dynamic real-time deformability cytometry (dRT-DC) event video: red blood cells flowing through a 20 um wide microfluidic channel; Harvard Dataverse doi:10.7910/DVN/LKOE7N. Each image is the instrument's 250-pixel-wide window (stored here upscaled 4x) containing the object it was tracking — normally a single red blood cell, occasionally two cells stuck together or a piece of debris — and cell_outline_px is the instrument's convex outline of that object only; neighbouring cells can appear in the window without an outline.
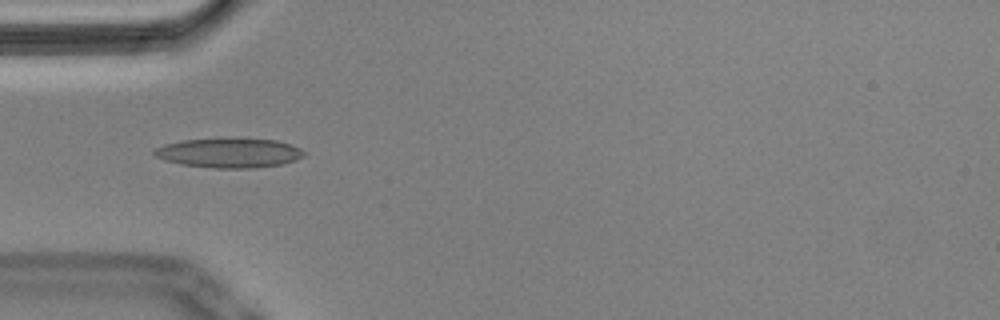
{"species": "Egyptian fruit bat (a non-hibernating species)", "species_latin": "Rousettus aegyptiacus", "temperature_condition": "cold", "stored_images_in_passage": 15, "camera_frame_rate_fps": 3000, "um_per_image_px": 0.085, "animal": {"sex": "male"}, "frame": {"image": 1, "passage_image": 5, "time_ms": 1.333, "image_size_px": [1000, 320], "cell_outline_px": [[304, 156], [296, 160], [280, 164], [256, 168], [216, 168], [180, 164], [164, 160], [156, 156], [152, 152], [156, 148], [164, 144], [180, 140], [232, 136], [276, 140], [300, 148], [304, 152]], "centroid_in_image_um": [19.45, 12.96], "position_along_channel_um": 65.5, "area_um2": 26.47}}
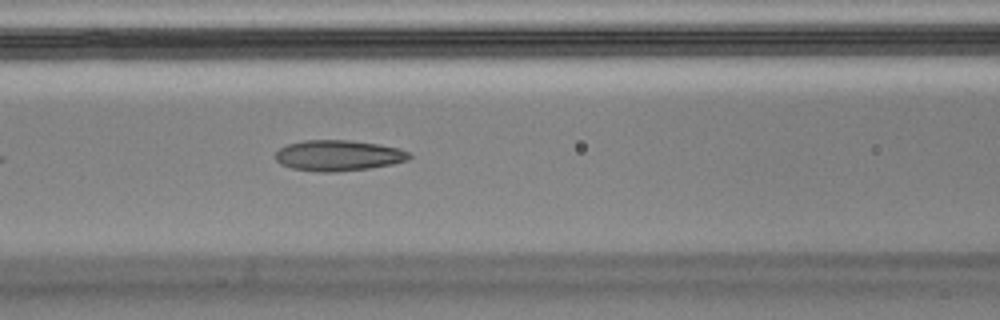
{"frame": {"image": 2, "passage_image": 11, "time_ms": 3.333, "image_size_px": [1000, 320], "cell_outline_px": [[412, 156], [408, 160], [392, 164], [368, 168], [336, 172], [320, 172], [292, 168], [280, 164], [276, 160], [276, 152], [280, 148], [288, 144], [304, 140], [348, 140], [380, 144], [400, 148], [408, 152]], "centroid_in_image_um": [28.77, 13.21], "position_along_channel_um": 137.8, "area_um2": 23.99}}